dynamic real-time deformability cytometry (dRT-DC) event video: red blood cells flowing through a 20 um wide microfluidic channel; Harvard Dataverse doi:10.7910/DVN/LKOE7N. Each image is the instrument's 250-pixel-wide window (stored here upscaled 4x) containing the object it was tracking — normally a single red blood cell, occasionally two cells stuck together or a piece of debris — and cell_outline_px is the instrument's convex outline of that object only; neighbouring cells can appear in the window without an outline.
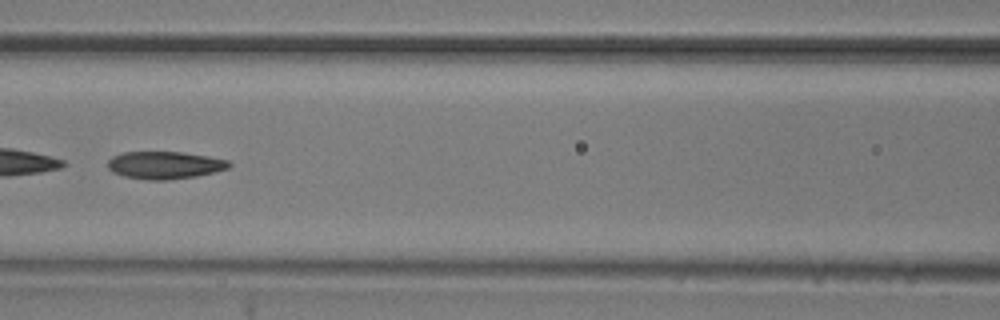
{"species": "common noctule bat (a hibernating species)", "species_latin": "Nyctalus noctula", "temperature_condition": "room temperature", "stored_images_in_passage": 52, "camera_frame_rate_fps": 3000, "um_per_image_px": 0.085, "animal": {"sex": "male", "body_mass_g": 20.5, "forearm_length_mm": 52.5}, "frame": {"image": 1, "passage_image": 23, "time_ms": 7.333, "image_size_px": [1000, 320], "cell_outline_px": [[232, 164], [228, 168], [216, 172], [196, 176], [168, 180], [148, 180], [124, 176], [112, 172], [108, 168], [108, 160], [112, 156], [124, 152], [184, 152], [208, 156], [228, 160]], "centroid_in_image_um": [14.01, 14.03], "position_along_channel_um": 152.6, "area_um2": 19.54}}